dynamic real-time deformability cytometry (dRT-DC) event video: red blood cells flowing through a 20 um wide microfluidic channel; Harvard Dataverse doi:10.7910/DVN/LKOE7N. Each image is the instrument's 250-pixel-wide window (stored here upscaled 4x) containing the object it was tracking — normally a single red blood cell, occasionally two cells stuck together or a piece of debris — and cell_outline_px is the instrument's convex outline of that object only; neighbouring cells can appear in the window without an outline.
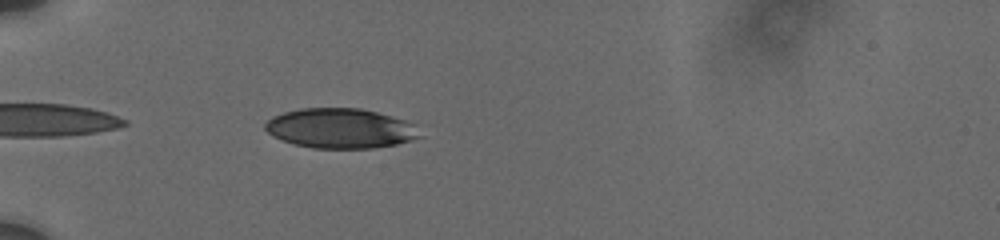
{"species": "human", "species_latin": "Homo sapiens", "temperature_condition": "cold", "stored_images_in_passage": 43, "camera_frame_rate_fps": 3000, "um_per_image_px": 0.085, "donor": {"sex": "male"}, "frame": {"image": 1, "passage_image": 4, "time_ms": 0.667, "image_size_px": [1000, 240], "cell_outline_px": [[424, 136], [412, 140], [396, 144], [372, 148], [312, 148], [292, 144], [272, 136], [264, 128], [264, 124], [272, 116], [284, 112], [300, 108], [360, 108], [376, 112], [404, 120], [416, 124]], "centroid_in_image_um": [28.94, 10.91], "position_along_channel_um": 56.1, "area_um2": 36.18}}
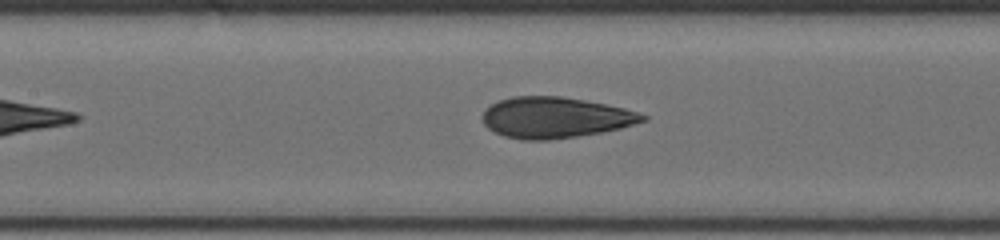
{"frame": {"image": 2, "passage_image": 21, "time_ms": 4.0, "image_size_px": [1000, 240], "cell_outline_px": [[648, 120], [620, 128], [600, 132], [552, 140], [520, 140], [504, 136], [488, 128], [484, 124], [484, 112], [492, 104], [500, 100], [512, 96], [560, 96], [584, 100], [624, 108], [648, 116]], "centroid_in_image_um": [47.19, 9.99], "position_along_channel_um": 160.2, "area_um2": 37.86}}
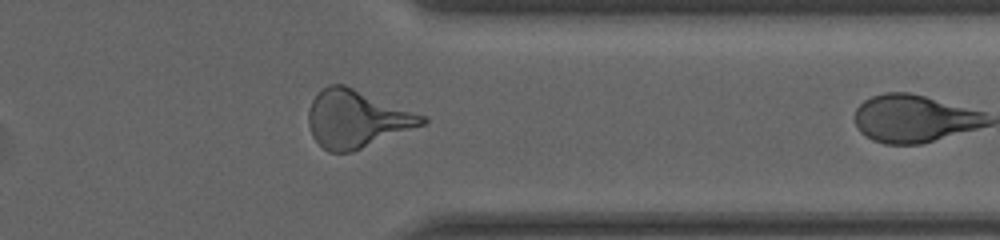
{"frame": {"image": 3, "passage_image": 42, "time_ms": 8.667, "image_size_px": [1000, 240], "cell_outline_px": [[428, 120], [424, 124], [352, 152], [328, 152], [312, 136], [308, 124], [308, 112], [312, 100], [328, 84], [344, 84], [424, 116]], "centroid_in_image_um": [30.27, 10.11], "position_along_channel_um": 381.1, "area_um2": 37.45}}